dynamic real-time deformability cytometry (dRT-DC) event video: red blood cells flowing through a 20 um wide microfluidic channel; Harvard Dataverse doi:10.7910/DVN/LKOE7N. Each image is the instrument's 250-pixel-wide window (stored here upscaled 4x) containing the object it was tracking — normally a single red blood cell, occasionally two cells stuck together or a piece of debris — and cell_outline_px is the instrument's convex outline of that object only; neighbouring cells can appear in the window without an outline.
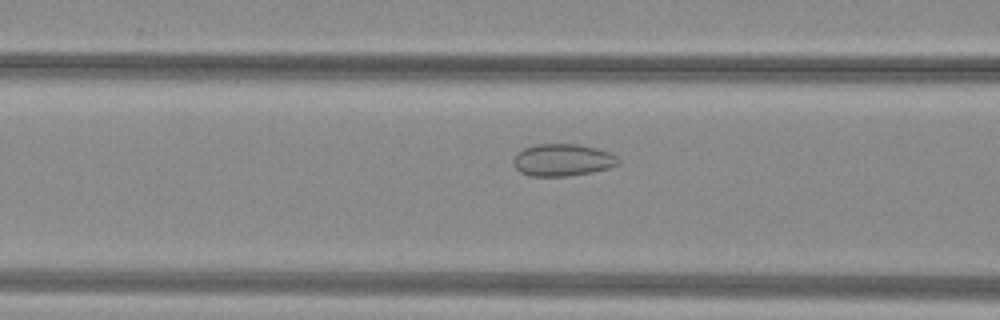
{"species": "common noctule bat (a hibernating species)", "species_latin": "Nyctalus noctula", "temperature_condition": "warm", "stored_images_in_passage": 37, "camera_frame_rate_fps": 3000, "um_per_image_px": 0.085, "animal": {"sex": "female", "body_mass_g": 29.2, "forearm_length_mm": 56.3}, "frame": {"image": 1, "passage_image": 11, "time_ms": 3.333, "image_size_px": [1000, 320], "cell_outline_px": [[620, 164], [608, 168], [592, 172], [568, 176], [532, 176], [520, 172], [512, 164], [512, 160], [516, 152], [524, 148], [536, 144], [580, 144], [596, 148], [608, 152], [616, 156], [620, 160]], "centroid_in_image_um": [47.79, 13.6], "position_along_channel_um": 118.8, "area_um2": 19.83}}
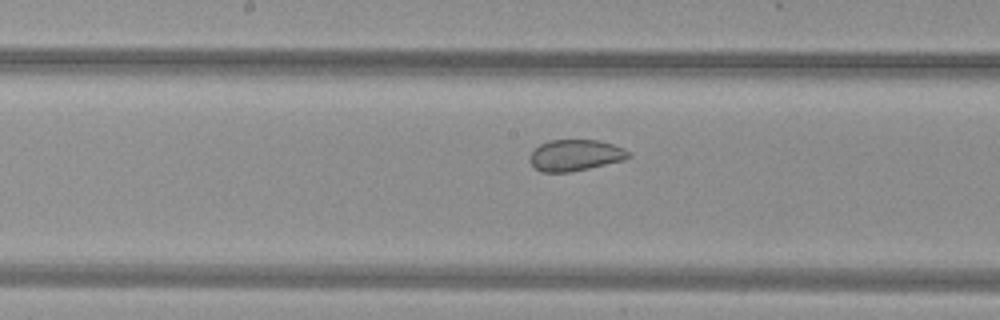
{"frame": {"image": 2, "passage_image": 17, "time_ms": 5.333, "image_size_px": [1000, 320], "cell_outline_px": [[632, 156], [624, 160], [588, 168], [568, 172], [540, 172], [532, 168], [528, 160], [528, 156], [540, 144], [548, 140], [600, 140], [624, 148], [632, 152]], "centroid_in_image_um": [48.88, 13.2], "position_along_channel_um": 199.3, "area_um2": 18.26}}
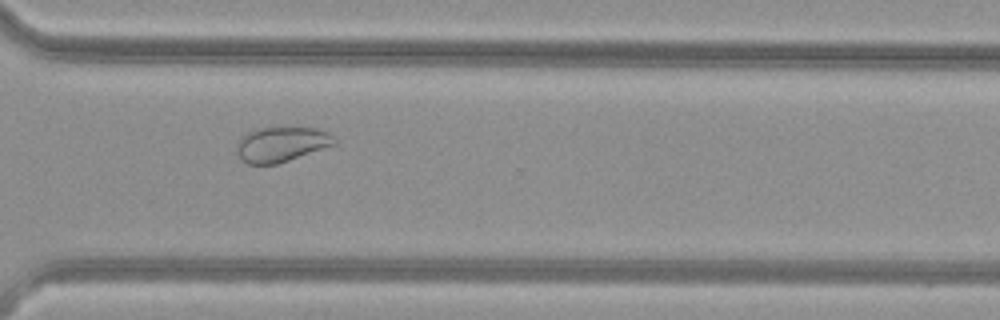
{"frame": {"image": 3, "passage_image": 28, "time_ms": 9.0, "image_size_px": [1000, 320], "cell_outline_px": [[336, 144], [276, 164], [248, 164], [240, 160], [236, 152], [236, 144], [248, 132], [260, 128], [320, 128], [336, 136]], "centroid_in_image_um": [23.93, 12.27], "position_along_channel_um": 346.7, "area_um2": 19.83}, "authors_computed_cell_mechanics": {"area_um2": 18.8428, "velocity_mm_per_s": 4.0182, "shape_relaxation_time_tau1_ms": null, "shape_relaxation_time_tau2_ms": 0.8164, "deformation_change_tau1": null, "deformation_change_tau2": 0.0578}}